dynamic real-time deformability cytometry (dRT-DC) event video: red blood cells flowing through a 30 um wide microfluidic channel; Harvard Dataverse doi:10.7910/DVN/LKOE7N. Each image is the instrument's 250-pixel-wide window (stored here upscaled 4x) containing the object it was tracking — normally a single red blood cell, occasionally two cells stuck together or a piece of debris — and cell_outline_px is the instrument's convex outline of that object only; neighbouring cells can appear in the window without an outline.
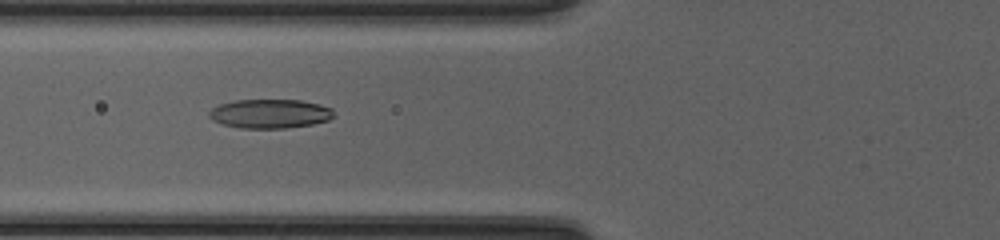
{"species": "common noctule bat (a hibernating species)", "species_latin": "Nyctalus noctula", "temperature_condition": "cold", "stored_images_in_passage": 51, "camera_frame_rate_fps": 3000, "um_per_image_px": 0.085, "animal": {"sex": "female", "body_mass_g": 20.0, "forearm_length_mm": 54.0}, "frame": {"image": 1, "passage_image": 22, "time_ms": 7.0, "image_size_px": [1000, 240], "cell_outline_px": [[332, 116], [328, 120], [312, 124], [284, 128], [240, 128], [224, 124], [212, 120], [208, 116], [208, 112], [212, 108], [220, 104], [236, 100], [300, 100], [320, 104], [332, 108]], "centroid_in_image_um": [22.92, 9.66], "position_along_channel_um": 102.9, "area_um2": 20.98}}
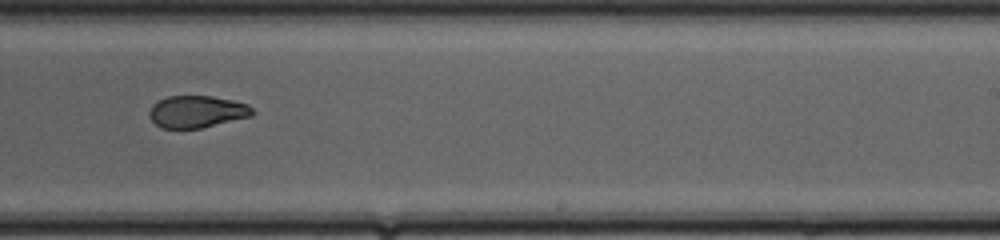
{"frame": {"image": 2, "passage_image": 34, "time_ms": 11.0, "image_size_px": [1000, 240], "cell_outline_px": [[256, 112], [252, 116], [200, 128], [160, 128], [148, 116], [148, 112], [152, 104], [168, 96], [212, 96], [232, 100], [248, 104]], "centroid_in_image_um": [16.74, 9.49], "position_along_channel_um": 272.3, "area_um2": 19.31}}
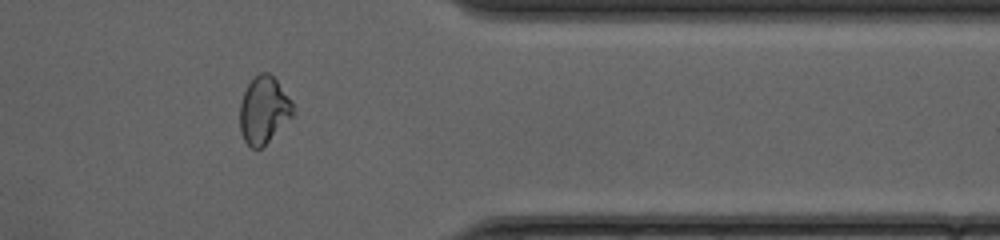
{"frame": {"image": 3, "passage_image": 43, "time_ms": 14.0, "image_size_px": [1000, 240], "cell_outline_px": [[292, 116], [260, 148], [252, 148], [244, 140], [240, 132], [240, 104], [244, 92], [248, 84], [260, 72], [268, 72], [276, 80], [292, 100]], "centroid_in_image_um": [22.39, 9.33], "position_along_channel_um": 389.0, "area_um2": 20.23}, "authors_computed_cell_mechanics": {"area_um2": 20.9814, "velocity_mm_per_s": 4.2316, "shape_relaxation_time_tau1_ms": 7.4922, "shape_relaxation_time_tau2_ms": 1.8949, "deformation_change_tau1": 0.1987, "deformation_change_tau2": 0.0721}}